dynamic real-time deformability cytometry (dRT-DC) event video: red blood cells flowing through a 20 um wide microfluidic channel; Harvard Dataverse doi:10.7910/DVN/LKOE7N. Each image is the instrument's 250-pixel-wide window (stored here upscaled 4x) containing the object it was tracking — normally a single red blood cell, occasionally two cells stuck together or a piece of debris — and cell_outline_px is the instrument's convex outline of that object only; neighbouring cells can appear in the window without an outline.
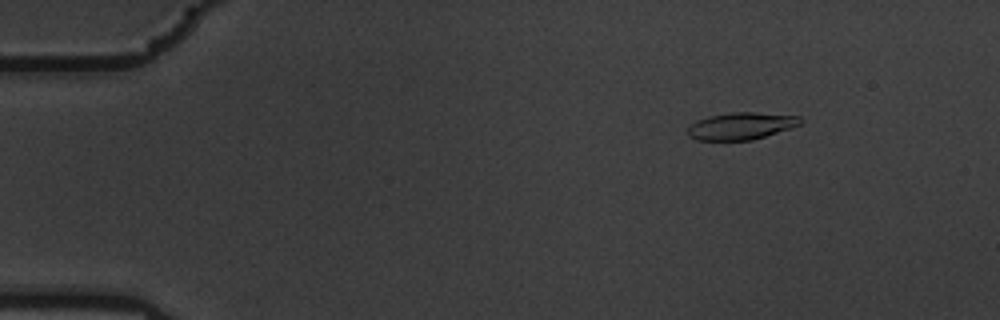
{"species": "common noctule bat (a hibernating species)", "species_latin": "Nyctalus noctula", "temperature_condition": "warm", "stored_images_in_passage": 57, "camera_frame_rate_fps": 3000, "um_per_image_px": 0.085, "animal": {"sex": "male", "body_mass_g": 19.5, "forearm_length_mm": 54.6}, "frame": {"image": 1, "passage_image": 7, "time_ms": 2.0, "image_size_px": [1000, 320], "cell_outline_px": [[804, 120], [800, 124], [752, 140], [696, 140], [688, 136], [688, 128], [696, 120], [708, 116], [732, 112], [756, 112], [800, 116]], "centroid_in_image_um": [62.97, 10.7], "position_along_channel_um": 22.0, "area_um2": 17.69}}
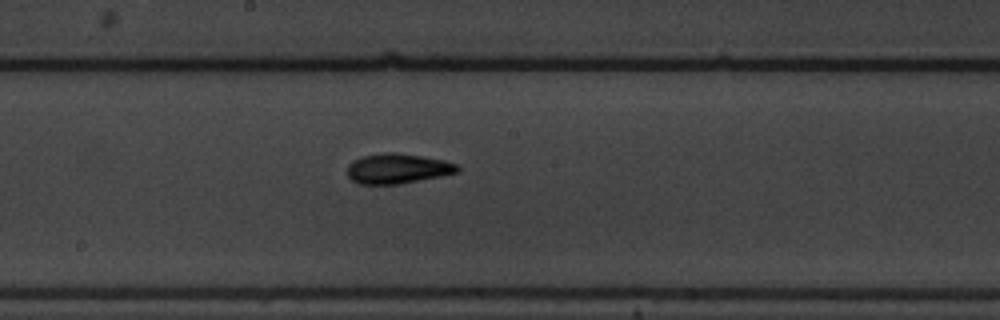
{"frame": {"image": 2, "passage_image": 31, "time_ms": 10.0, "image_size_px": [1000, 320], "cell_outline_px": [[460, 172], [400, 184], [360, 184], [352, 180], [348, 176], [348, 164], [352, 160], [360, 156], [384, 152], [396, 152], [444, 160], [456, 164], [460, 168]], "centroid_in_image_um": [33.77, 14.32], "position_along_channel_um": 214.4, "area_um2": 19.36}}
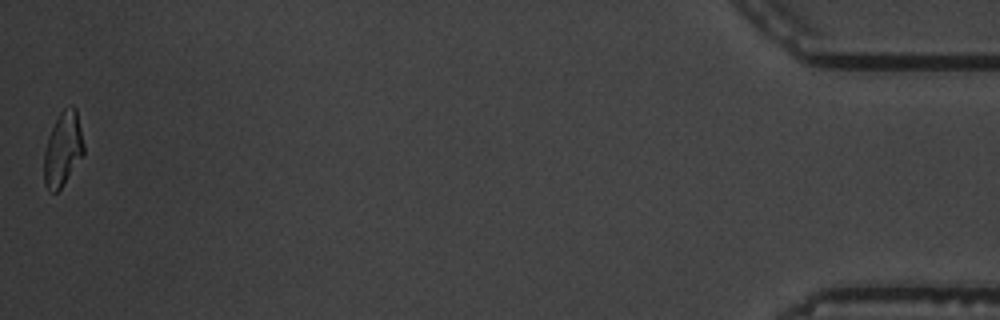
{"frame": {"image": 3, "passage_image": 57, "time_ms": 18.667, "image_size_px": [1000, 320], "cell_outline_px": [[84, 152], [60, 188], [56, 192], [52, 192], [44, 184], [44, 152], [48, 136], [60, 112], [64, 108], [72, 104], [76, 108], [84, 144]], "centroid_in_image_um": [5.34, 12.63], "position_along_channel_um": 429.9, "area_um2": 16.82}, "authors_computed_cell_mechanics": {"area_um2": 18.3226, "velocity_mm_per_s": 3.5247, "shape_relaxation_time_tau1_ms": 3.6996, "shape_relaxation_time_tau2_ms": 2.0462, "deformation_change_tau1": 0.1588, "deformation_change_tau2": 0.0859}}